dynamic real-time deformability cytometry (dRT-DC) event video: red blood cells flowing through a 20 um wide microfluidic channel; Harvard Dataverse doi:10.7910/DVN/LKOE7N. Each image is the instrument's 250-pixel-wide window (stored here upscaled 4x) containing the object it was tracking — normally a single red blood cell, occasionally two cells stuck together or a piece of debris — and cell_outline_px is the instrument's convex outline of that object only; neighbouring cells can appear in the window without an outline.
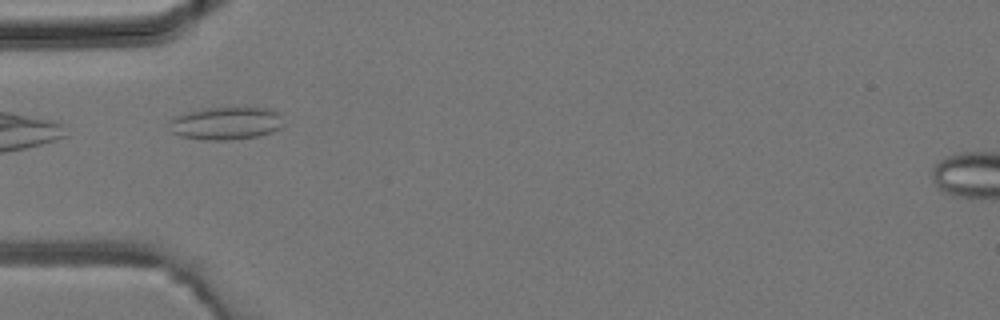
{"species": "common noctule bat (a hibernating species)", "species_latin": "Nyctalus noctula", "temperature_condition": "room temperature", "stored_images_in_passage": 30, "camera_frame_rate_fps": 3000, "um_per_image_px": 0.085, "animal": {"sex": "male", "body_mass_g": 19.2, "forearm_length_mm": 51.8}, "frame": {"image": 1, "passage_image": 1, "time_ms": 0.0, "image_size_px": [1000, 320], "cell_outline_px": [[284, 124], [280, 128], [272, 132], [260, 136], [228, 140], [204, 140], [180, 136], [172, 132], [168, 120], [172, 116], [188, 112], [208, 108], [272, 108], [280, 112]], "centroid_in_image_um": [19.23, 10.48], "position_along_channel_um": 65.8, "area_um2": 22.08}}
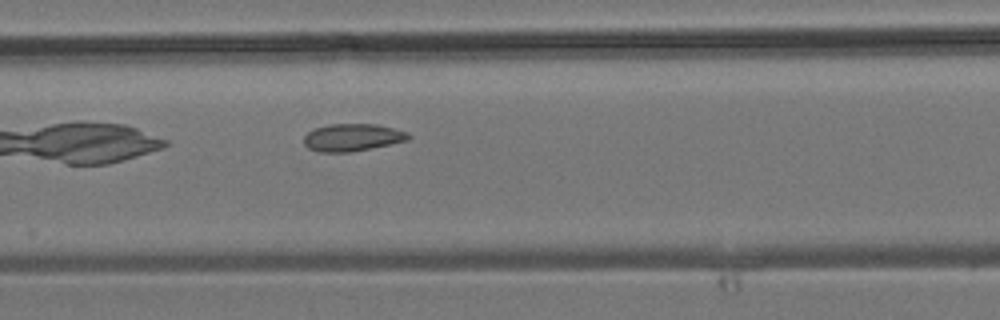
{"frame": {"image": 2, "passage_image": 8, "time_ms": 2.333, "image_size_px": [1000, 320], "cell_outline_px": [[412, 136], [408, 140], [348, 152], [320, 152], [308, 148], [304, 144], [304, 136], [308, 132], [316, 128], [332, 124], [376, 124], [408, 132]], "centroid_in_image_um": [29.94, 11.68], "position_along_channel_um": 177.5, "area_um2": 16.42}}
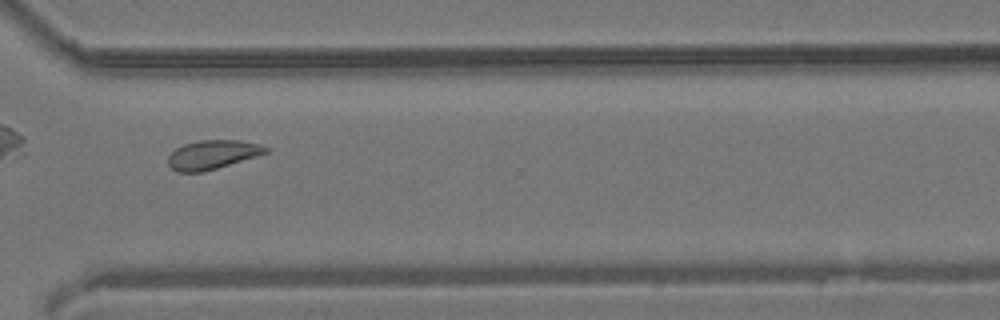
{"frame": {"image": 3, "passage_image": 19, "time_ms": 6.0, "image_size_px": [1000, 320], "cell_outline_px": [[268, 152], [256, 156], [204, 172], [176, 172], [168, 164], [168, 156], [176, 148], [184, 144], [200, 140], [240, 140], [260, 144], [268, 148]], "centroid_in_image_um": [18.04, 13.14], "position_along_channel_um": 352.6, "area_um2": 16.42}}